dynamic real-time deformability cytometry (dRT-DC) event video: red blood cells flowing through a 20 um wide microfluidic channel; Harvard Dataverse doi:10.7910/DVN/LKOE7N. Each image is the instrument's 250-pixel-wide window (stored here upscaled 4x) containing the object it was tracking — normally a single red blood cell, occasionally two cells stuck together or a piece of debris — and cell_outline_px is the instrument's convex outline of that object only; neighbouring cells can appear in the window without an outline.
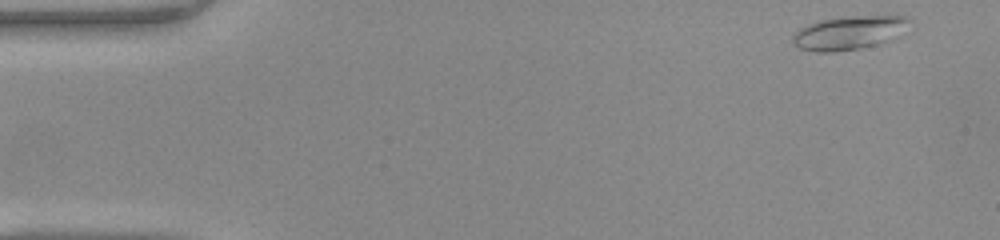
{"species": "common noctule bat (a hibernating species)", "species_latin": "Nyctalus noctula", "temperature_condition": "warm", "stored_images_in_passage": 21, "camera_frame_rate_fps": 3000, "um_per_image_px": 0.085, "animal": {"sex": "female", "body_mass_g": 22.0, "forearm_length_mm": 56.7}, "frame": {"image": 1, "passage_image": 1, "time_ms": 0.0, "image_size_px": [1000, 240], "cell_outline_px": [[912, 20], [888, 40], [860, 48], [832, 52], [816, 52], [800, 48], [792, 40], [792, 36], [800, 28], [808, 24], [820, 20], [852, 16], [904, 16]], "centroid_in_image_um": [72.08, 2.78], "position_along_channel_um": 12.9, "area_um2": 22.08}}
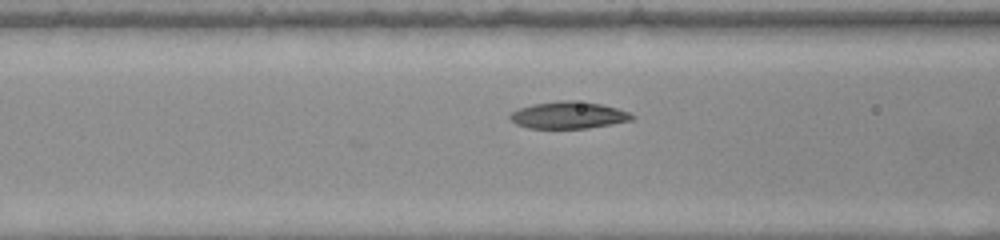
{"frame": {"image": 2, "passage_image": 17, "time_ms": 5.333, "image_size_px": [1000, 240], "cell_outline_px": [[636, 116], [632, 120], [612, 124], [588, 128], [528, 128], [516, 124], [508, 120], [508, 116], [512, 112], [520, 108], [532, 104], [560, 100], [572, 100], [600, 104], [616, 108], [628, 112]], "centroid_in_image_um": [48.29, 9.79], "position_along_channel_um": 118.3, "area_um2": 19.19}}
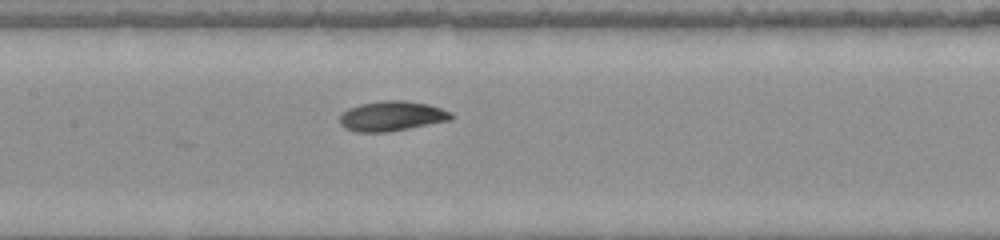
{"frame": {"image": 3, "passage_image": 21, "time_ms": 6.667, "image_size_px": [1000, 240], "cell_outline_px": [[452, 120], [388, 132], [356, 132], [344, 128], [340, 124], [340, 116], [348, 108], [360, 104], [384, 100], [404, 100], [428, 104], [452, 112]], "centroid_in_image_um": [33.3, 9.87], "position_along_channel_um": 174.1, "area_um2": 19.48}}